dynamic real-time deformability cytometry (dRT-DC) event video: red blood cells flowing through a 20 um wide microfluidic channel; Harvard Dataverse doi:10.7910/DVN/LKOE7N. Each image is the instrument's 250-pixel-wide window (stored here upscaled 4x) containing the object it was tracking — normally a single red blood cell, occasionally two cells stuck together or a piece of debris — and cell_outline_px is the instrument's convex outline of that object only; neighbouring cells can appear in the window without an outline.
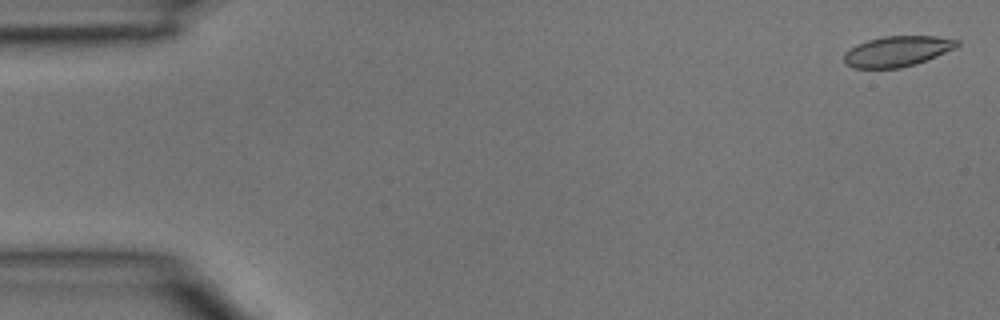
{"species": "common noctule bat (a hibernating species)", "species_latin": "Nyctalus noctula", "temperature_condition": "room temperature", "stored_images_in_passage": 46, "camera_frame_rate_fps": 3000, "um_per_image_px": 0.085, "animal": {"sex": "male", "body_mass_g": 15.6}, "frame": {"image": 1, "passage_image": 1, "time_ms": 0.0, "image_size_px": [1000, 320], "cell_outline_px": [[960, 44], [956, 48], [916, 64], [900, 68], [852, 68], [844, 60], [844, 56], [856, 44], [868, 40], [884, 36], [936, 36], [960, 40]], "centroid_in_image_um": [76.31, 4.35], "position_along_channel_um": 8.7, "area_um2": 19.94}}
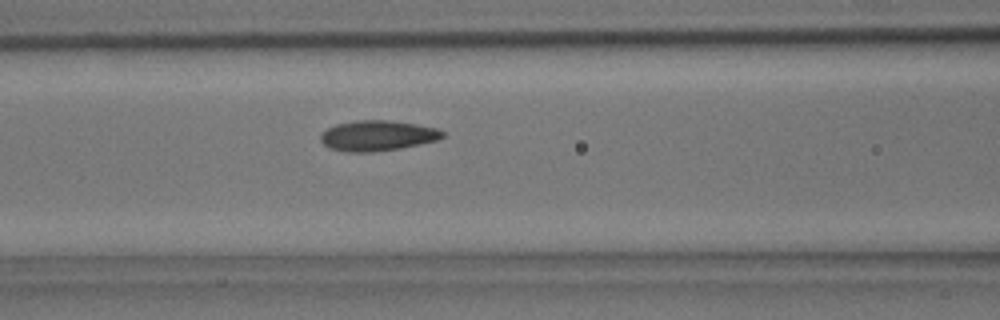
{"frame": {"image": 2, "passage_image": 19, "time_ms": 6.0, "image_size_px": [1000, 320], "cell_outline_px": [[448, 136], [440, 140], [400, 148], [372, 152], [348, 152], [332, 148], [324, 144], [320, 140], [320, 136], [328, 128], [336, 124], [356, 120], [388, 120], [416, 124], [436, 128], [444, 132]], "centroid_in_image_um": [32.14, 11.53], "position_along_channel_um": 134.5, "area_um2": 21.62}}
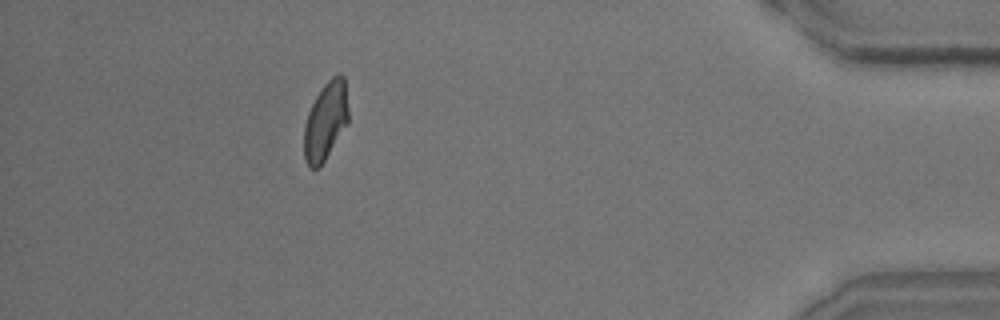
{"frame": {"image": 3, "passage_image": 42, "time_ms": 13.667, "image_size_px": [1000, 320], "cell_outline_px": [[348, 124], [320, 168], [308, 168], [304, 160], [304, 128], [308, 112], [316, 96], [324, 84], [332, 76], [340, 72], [344, 76], [348, 108]], "centroid_in_image_um": [27.68, 10.31], "position_along_channel_um": 407.5, "area_um2": 20.46}}